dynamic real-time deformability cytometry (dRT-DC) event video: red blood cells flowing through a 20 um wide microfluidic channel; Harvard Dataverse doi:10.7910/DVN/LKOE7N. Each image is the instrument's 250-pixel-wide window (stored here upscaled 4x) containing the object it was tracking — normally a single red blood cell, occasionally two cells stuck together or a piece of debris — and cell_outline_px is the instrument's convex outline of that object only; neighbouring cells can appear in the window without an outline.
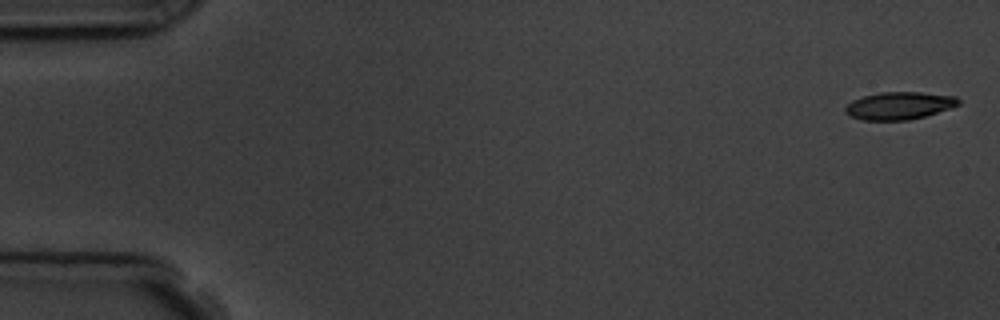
{"species": "common noctule bat (a hibernating species)", "species_latin": "Nyctalus noctula", "temperature_condition": "room temperature", "stored_images_in_passage": 6, "segment_of_instrument_passage": [1, 2], "camera_frame_rate_fps": 3000, "um_per_image_px": 0.085, "animal": {"sex": "male", "body_mass_g": 19.5, "forearm_length_mm": 54.6}, "frame": {"image": 1, "passage_image": 1, "time_ms": 0.0, "image_size_px": [1000, 320], "cell_outline_px": [[960, 104], [924, 116], [908, 120], [860, 120], [848, 116], [844, 112], [844, 108], [852, 100], [864, 96], [880, 92], [920, 92], [956, 96], [960, 100]], "centroid_in_image_um": [76.38, 8.98], "position_along_channel_um": 8.6, "area_um2": 18.15}}
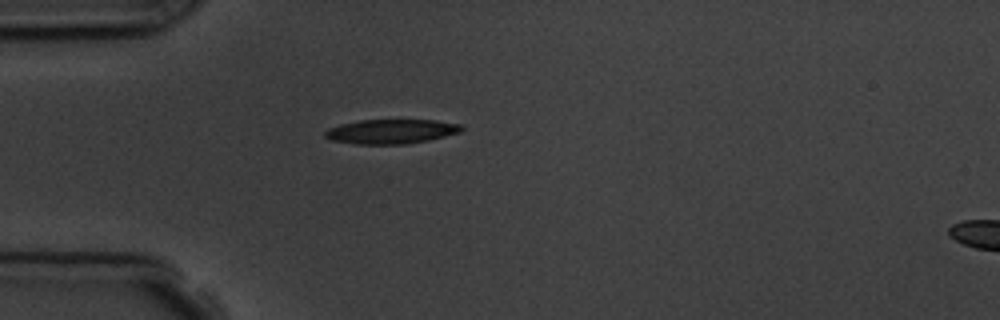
{"frame": {"image": 2, "passage_image": 5, "time_ms": 4.667, "image_size_px": [1000, 320], "cell_outline_px": [[464, 128], [460, 132], [428, 140], [404, 144], [356, 144], [332, 140], [324, 136], [324, 132], [328, 128], [340, 124], [360, 120], [436, 120], [464, 124]], "centroid_in_image_um": [33.26, 11.16], "position_along_channel_um": 51.7, "area_um2": 19.48}}